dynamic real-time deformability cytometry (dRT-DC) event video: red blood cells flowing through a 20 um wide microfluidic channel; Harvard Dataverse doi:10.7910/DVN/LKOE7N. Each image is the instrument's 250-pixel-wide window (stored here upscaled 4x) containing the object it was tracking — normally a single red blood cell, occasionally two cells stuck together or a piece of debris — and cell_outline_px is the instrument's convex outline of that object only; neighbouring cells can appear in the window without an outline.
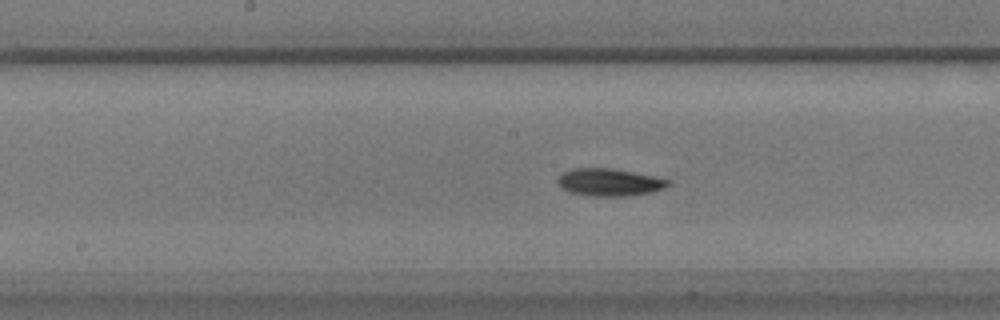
{"species": "common noctule bat (a hibernating species)", "species_latin": "Nyctalus noctula", "temperature_condition": "warm", "stored_images_in_passage": 47, "camera_frame_rate_fps": 3000, "um_per_image_px": 0.085, "animal": {"sex": "male", "body_mass_g": 17.9}, "frame": {"image": 1, "passage_image": 18, "time_ms": 5.667, "image_size_px": [1000, 320], "cell_outline_px": [[672, 180], [664, 188], [652, 192], [628, 196], [592, 196], [568, 192], [556, 184], [556, 180], [564, 172], [572, 168], [612, 168]], "centroid_in_image_um": [51.76, 15.5], "position_along_channel_um": 196.4, "area_um2": 17.69}}
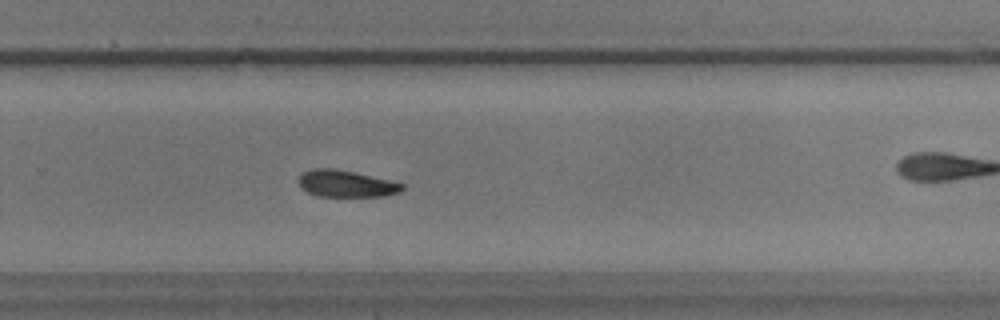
{"frame": {"image": 2, "passage_image": 27, "time_ms": 8.667, "image_size_px": [1000, 320], "cell_outline_px": [[404, 188], [400, 192], [384, 196], [316, 196], [308, 192], [296, 180], [304, 172], [312, 168], [332, 168], [352, 172], [388, 180], [404, 184]], "centroid_in_image_um": [29.4, 15.62], "position_along_channel_um": 300.4, "area_um2": 15.9}}
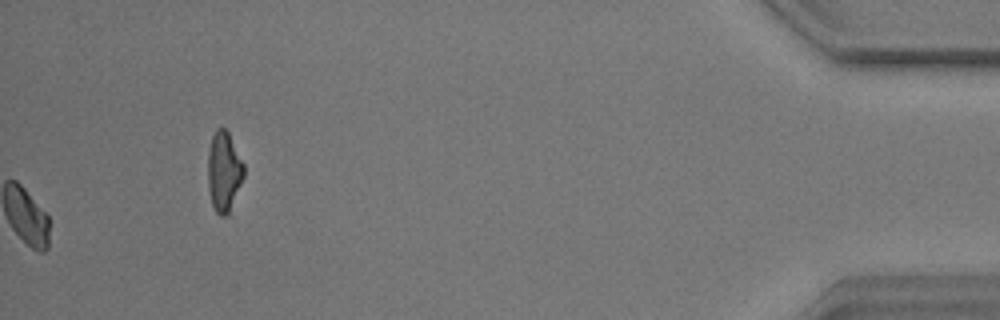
{"frame": {"image": 3, "passage_image": 47, "time_ms": 15.333, "image_size_px": [1000, 320], "cell_outline_px": [[244, 176], [228, 216], [220, 216], [212, 208], [208, 188], [208, 152], [212, 136], [216, 128], [224, 128], [228, 132], [244, 164]], "centroid_in_image_um": [19.02, 14.62], "position_along_channel_um": 416.2, "area_um2": 16.88}, "authors_computed_cell_mechanics": {"area_um2": 17.051, "velocity_mm_per_s": 3.4784, "shape_relaxation_time_tau1_ms": 2.6393, "shape_relaxation_time_tau2_ms": null, "deformation_change_tau1": 0.0852, "deformation_change_tau2": null}}